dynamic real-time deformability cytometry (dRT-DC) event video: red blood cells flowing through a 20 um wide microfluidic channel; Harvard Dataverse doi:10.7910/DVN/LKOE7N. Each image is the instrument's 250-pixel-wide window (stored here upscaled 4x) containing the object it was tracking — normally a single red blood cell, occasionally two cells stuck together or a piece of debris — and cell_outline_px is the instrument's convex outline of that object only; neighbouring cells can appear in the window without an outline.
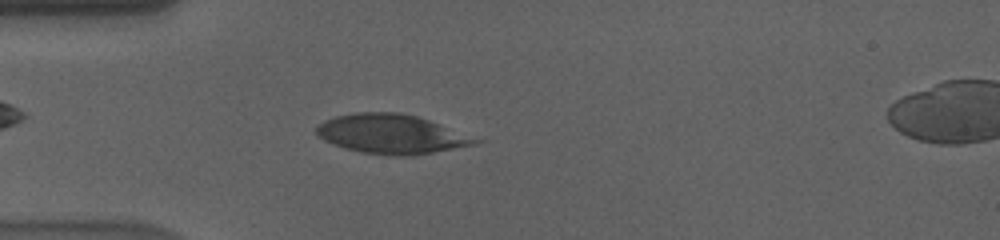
{"species": "human", "species_latin": "Homo sapiens", "temperature_condition": "cold", "stored_images_in_passage": 57, "camera_frame_rate_fps": 3000, "um_per_image_px": 0.085, "donor": {"sex": "male"}, "frame": {"image": 1, "passage_image": 16, "time_ms": 5.0, "image_size_px": [1000, 240], "cell_outline_px": [[488, 140], [476, 144], [412, 156], [396, 156], [364, 152], [344, 148], [332, 144], [316, 136], [316, 128], [324, 120], [336, 116], [356, 112], [400, 112], [416, 116]], "centroid_in_image_um": [33.32, 11.39], "position_along_channel_um": 51.7, "area_um2": 36.59}}
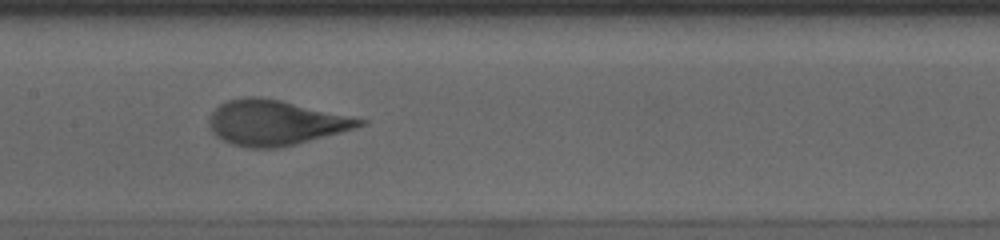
{"frame": {"image": 2, "passage_image": 28, "time_ms": 9.0, "image_size_px": [1000, 240], "cell_outline_px": [[368, 124], [356, 128], [296, 144], [280, 148], [248, 148], [232, 144], [216, 136], [212, 132], [208, 124], [208, 120], [212, 112], [220, 104], [228, 100], [244, 96], [260, 96], [280, 100], [368, 120]], "centroid_in_image_um": [23.39, 10.43], "position_along_channel_um": 184.0, "area_um2": 39.59}}
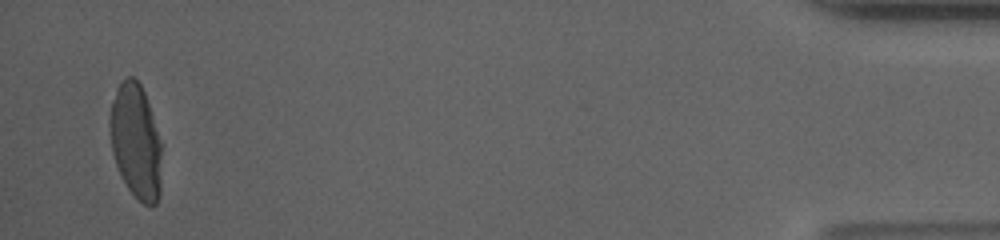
{"frame": {"image": 3, "passage_image": 55, "time_ms": 18.0, "image_size_px": [1000, 240], "cell_outline_px": [[160, 196], [156, 204], [152, 208], [144, 204], [128, 188], [120, 176], [112, 152], [108, 124], [112, 100], [116, 88], [128, 76], [132, 76], [140, 84], [144, 92], [148, 104], [160, 144]], "centroid_in_image_um": [11.51, 12.05], "position_along_channel_um": 423.7, "area_um2": 34.28}, "authors_computed_cell_mechanics": {"area_um2": 37.859, "velocity_mm_per_s": 3.5771, "shape_relaxation_time_tau1_ms": 4.9578, "shape_relaxation_time_tau2_ms": null, "deformation_change_tau1": 0.2002, "deformation_change_tau2": null}}